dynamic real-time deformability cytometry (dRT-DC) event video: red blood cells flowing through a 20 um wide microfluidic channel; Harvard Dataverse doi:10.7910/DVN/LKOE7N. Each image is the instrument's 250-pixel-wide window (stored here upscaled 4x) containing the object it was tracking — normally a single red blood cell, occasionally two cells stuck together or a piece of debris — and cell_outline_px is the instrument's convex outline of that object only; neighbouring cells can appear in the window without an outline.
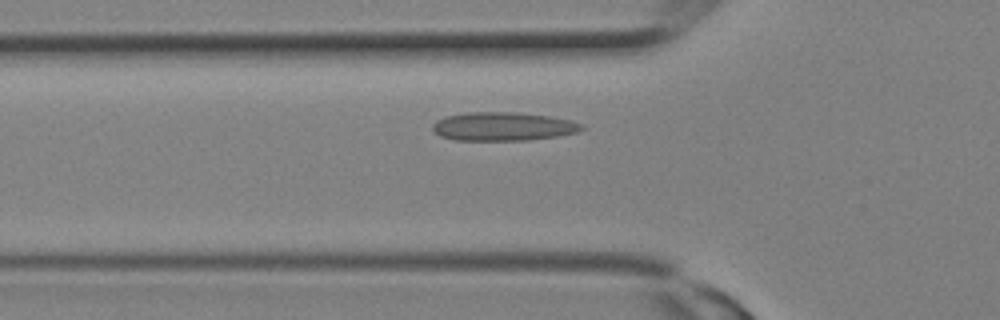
{"species": "Egyptian fruit bat (a non-hibernating species)", "species_latin": "Rousettus aegyptiacus", "temperature_condition": "room temperature", "stored_images_in_passage": 4, "camera_frame_rate_fps": 3000, "um_per_image_px": 0.085, "animal": {"sex": "female"}, "frame": {"image": 1, "passage_image": 4, "time_ms": 1.0, "image_size_px": [1000, 320], "cell_outline_px": [[584, 128], [576, 132], [556, 136], [528, 140], [456, 140], [440, 136], [432, 128], [432, 124], [436, 120], [444, 116], [468, 112], [512, 112], [548, 116], [568, 120], [580, 124]], "centroid_in_image_um": [42.69, 10.75], "position_along_channel_um": 83.1, "area_um2": 24.57}}